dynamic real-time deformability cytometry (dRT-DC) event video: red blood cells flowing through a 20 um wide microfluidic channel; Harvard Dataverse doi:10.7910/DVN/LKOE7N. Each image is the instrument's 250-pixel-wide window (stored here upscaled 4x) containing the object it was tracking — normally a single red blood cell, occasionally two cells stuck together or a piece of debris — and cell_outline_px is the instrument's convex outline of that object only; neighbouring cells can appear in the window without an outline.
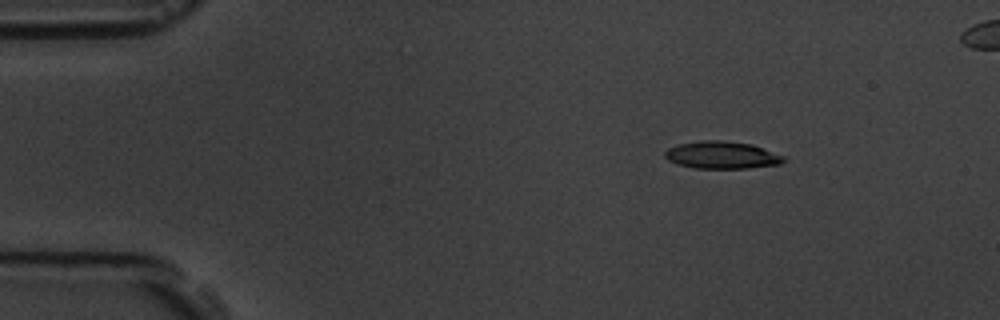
{"species": "common noctule bat (a hibernating species)", "species_latin": "Nyctalus noctula", "temperature_condition": "room temperature", "stored_images_in_passage": 4, "camera_frame_rate_fps": 3000, "um_per_image_px": 0.085, "animal": {"sex": "male", "body_mass_g": 19.5, "forearm_length_mm": 54.6}, "frame": {"image": 1, "passage_image": 1, "time_ms": 0.0, "image_size_px": [1000, 320], "cell_outline_px": [[788, 160], [780, 164], [748, 168], [692, 168], [668, 160], [664, 156], [664, 152], [668, 148], [680, 144], [700, 140], [724, 140], [752, 144], [784, 156]], "centroid_in_image_um": [61.38, 13.18], "position_along_channel_um": 23.6, "area_um2": 18.96}}